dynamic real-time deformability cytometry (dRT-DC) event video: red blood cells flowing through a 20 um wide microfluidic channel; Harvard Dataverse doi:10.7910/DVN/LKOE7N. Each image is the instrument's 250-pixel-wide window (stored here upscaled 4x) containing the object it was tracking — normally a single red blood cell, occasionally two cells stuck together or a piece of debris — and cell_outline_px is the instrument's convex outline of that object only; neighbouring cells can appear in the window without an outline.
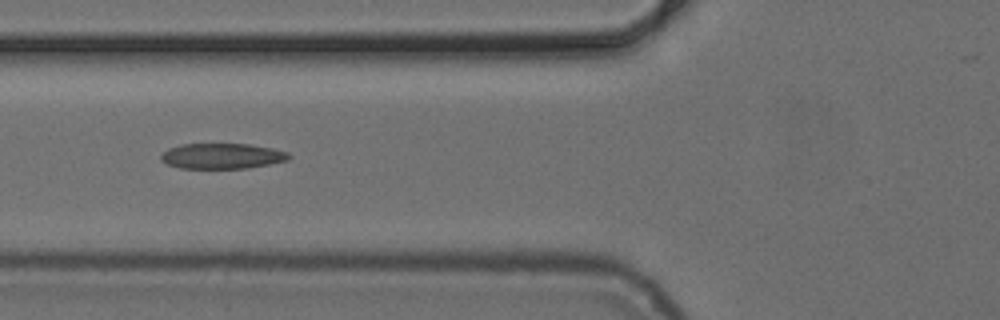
{"species": "common noctule bat (a hibernating species)", "species_latin": "Nyctalus noctula", "temperature_condition": "cold", "stored_images_in_passage": 8, "camera_frame_rate_fps": 3000, "um_per_image_px": 0.085, "animal": {"sex": "female", "body_mass_g": 24.6, "forearm_length_mm": 56.2}, "frame": {"image": 1, "passage_image": 6, "time_ms": 6.667, "image_size_px": [1000, 320], "cell_outline_px": [[292, 156], [288, 160], [248, 168], [180, 168], [168, 164], [160, 160], [160, 156], [168, 148], [180, 144], [248, 144], [272, 148], [288, 152]], "centroid_in_image_um": [18.87, 13.26], "position_along_channel_um": 106.9, "area_um2": 18.96}}
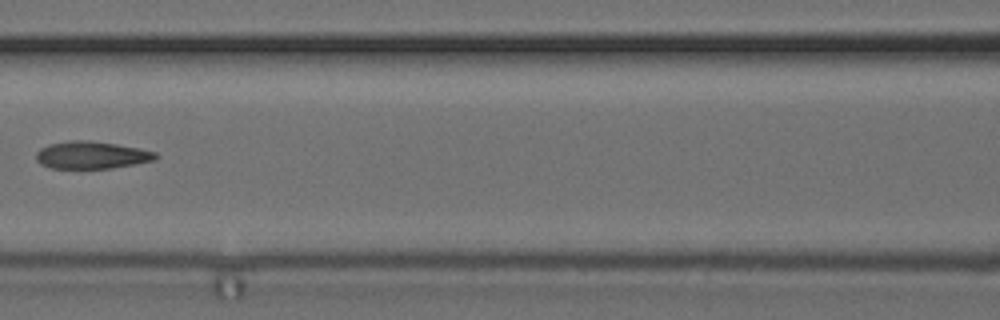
{"frame": {"image": 2, "passage_image": 7, "time_ms": 8.0, "image_size_px": [1000, 320], "cell_outline_px": [[160, 156], [156, 160], [136, 164], [112, 168], [52, 168], [40, 164], [36, 160], [36, 152], [40, 148], [48, 144], [72, 140], [88, 140], [116, 144], [156, 152]], "centroid_in_image_um": [7.78, 13.18], "position_along_channel_um": 158.8, "area_um2": 19.13}}
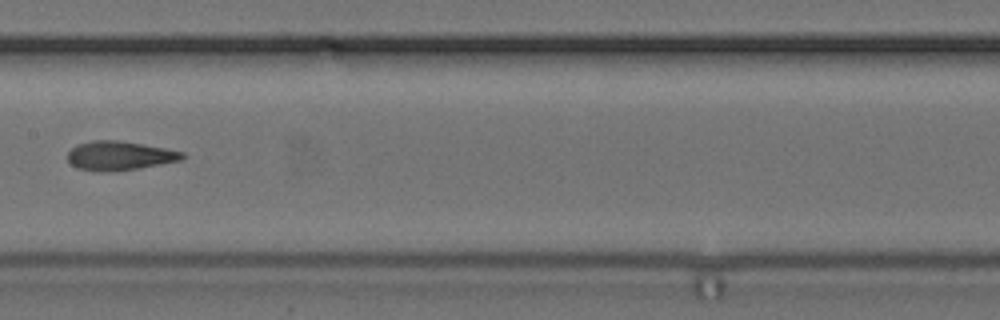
{"frame": {"image": 3, "passage_image": 8, "time_ms": 9.0, "image_size_px": [1000, 320], "cell_outline_px": [[184, 156], [180, 160], [140, 168], [76, 168], [68, 160], [68, 152], [72, 148], [80, 144], [92, 140], [120, 140], [164, 148], [184, 152]], "centroid_in_image_um": [10.2, 13.17], "position_along_channel_um": 197.2, "area_um2": 18.26}}